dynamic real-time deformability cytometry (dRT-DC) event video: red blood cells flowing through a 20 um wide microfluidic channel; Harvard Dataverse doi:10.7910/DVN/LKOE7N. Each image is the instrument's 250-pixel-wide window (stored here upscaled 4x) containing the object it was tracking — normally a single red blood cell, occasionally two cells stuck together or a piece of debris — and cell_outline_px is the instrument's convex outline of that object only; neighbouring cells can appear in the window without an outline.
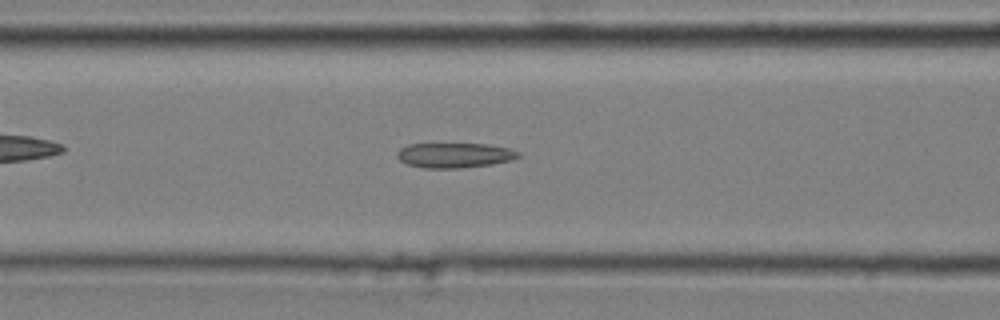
{"species": "common noctule bat (a hibernating species)", "species_latin": "Nyctalus noctula", "temperature_condition": "cold", "stored_images_in_passage": 38, "camera_frame_rate_fps": 3000, "um_per_image_px": 0.085, "animal": {"sex": "male", "body_mass_g": 20.4}, "frame": {"image": 1, "passage_image": 11, "time_ms": 3.333, "image_size_px": [1000, 320], "cell_outline_px": [[520, 156], [512, 160], [492, 164], [460, 168], [424, 168], [408, 164], [400, 160], [396, 156], [396, 152], [400, 148], [408, 144], [488, 144], [508, 148], [520, 152]], "centroid_in_image_um": [38.63, 13.19], "position_along_channel_um": 128.0, "area_um2": 17.63}}
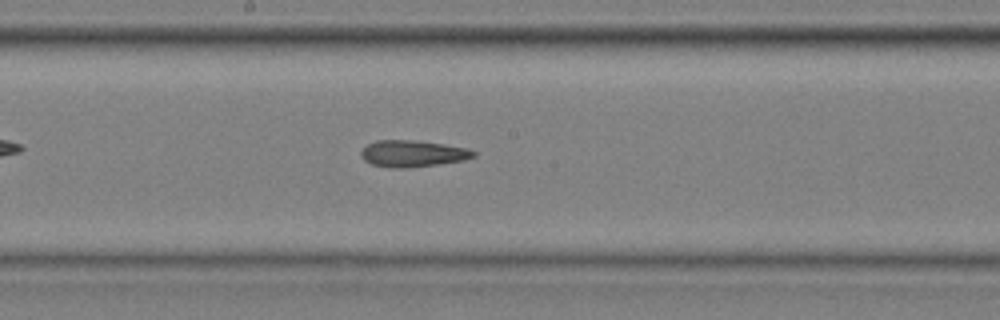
{"frame": {"image": 2, "passage_image": 18, "time_ms": 5.667, "image_size_px": [1000, 320], "cell_outline_px": [[476, 156], [464, 160], [408, 168], [388, 168], [372, 164], [364, 160], [360, 156], [360, 152], [368, 144], [376, 140], [416, 140], [444, 144], [468, 148], [476, 152]], "centroid_in_image_um": [35.07, 13.05], "position_along_channel_um": 213.1, "area_um2": 17.51}}
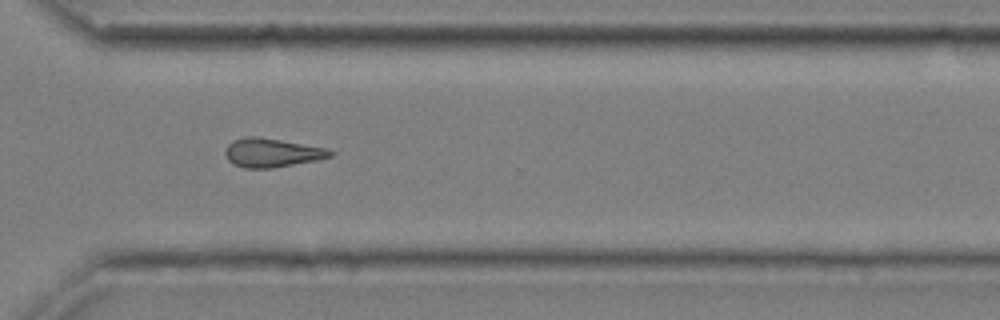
{"frame": {"image": 3, "passage_image": 29, "time_ms": 9.333, "image_size_px": [1000, 320], "cell_outline_px": [[336, 152], [332, 156], [320, 160], [272, 168], [244, 168], [232, 164], [228, 160], [224, 152], [228, 144], [232, 140], [244, 136], [260, 136], [324, 148]], "centroid_in_image_um": [23.09, 12.98], "position_along_channel_um": 347.5, "area_um2": 17.86}, "authors_computed_cell_mechanics": {"area_um2": 17.6579, "velocity_mm_per_s": 3.6634, "shape_relaxation_time_tau1_ms": null, "shape_relaxation_time_tau2_ms": 4.9559, "deformation_change_tau1": null, "deformation_change_tau2": 0.1435}}